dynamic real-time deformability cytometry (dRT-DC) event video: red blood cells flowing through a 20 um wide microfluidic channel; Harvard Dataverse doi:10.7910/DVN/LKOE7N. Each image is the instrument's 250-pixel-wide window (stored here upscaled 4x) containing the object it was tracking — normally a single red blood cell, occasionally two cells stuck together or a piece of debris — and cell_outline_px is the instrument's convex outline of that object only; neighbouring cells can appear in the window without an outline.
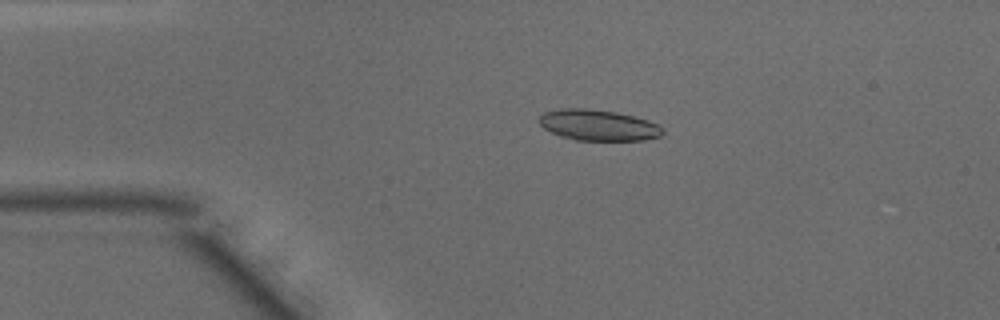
{"species": "common noctule bat (a hibernating species)", "species_latin": "Nyctalus noctula", "temperature_condition": "warm", "stored_images_in_passage": 47, "camera_frame_rate_fps": 3000, "um_per_image_px": 0.085, "animal": {"sex": "male", "body_mass_g": 15.6}, "frame": {"image": 1, "passage_image": 9, "time_ms": 2.667, "image_size_px": [1000, 320], "cell_outline_px": [[664, 132], [660, 136], [644, 140], [576, 140], [560, 136], [544, 128], [536, 120], [544, 112], [560, 108], [588, 108], [616, 112], [648, 120], [664, 128]], "centroid_in_image_um": [50.83, 10.63], "position_along_channel_um": 34.2, "area_um2": 22.31}}
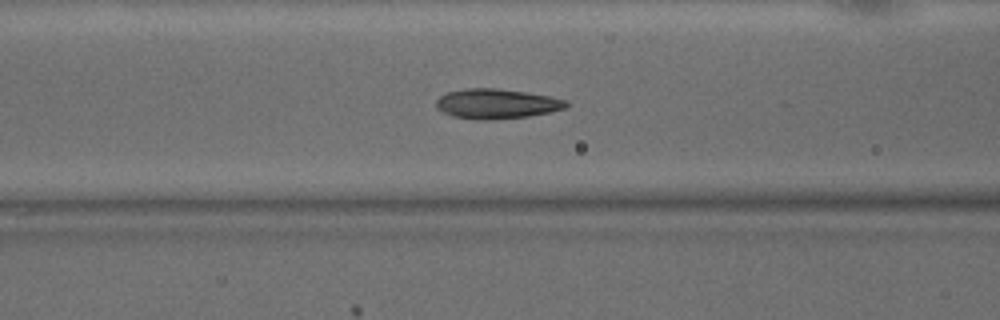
{"frame": {"image": 2, "passage_image": 18, "time_ms": 5.667, "image_size_px": [1000, 320], "cell_outline_px": [[568, 108], [528, 116], [488, 120], [476, 120], [452, 116], [440, 112], [436, 108], [436, 100], [440, 96], [448, 92], [468, 88], [496, 88], [552, 96], [568, 100]], "centroid_in_image_um": [42.2, 8.82], "position_along_channel_um": 124.4, "area_um2": 22.77}}
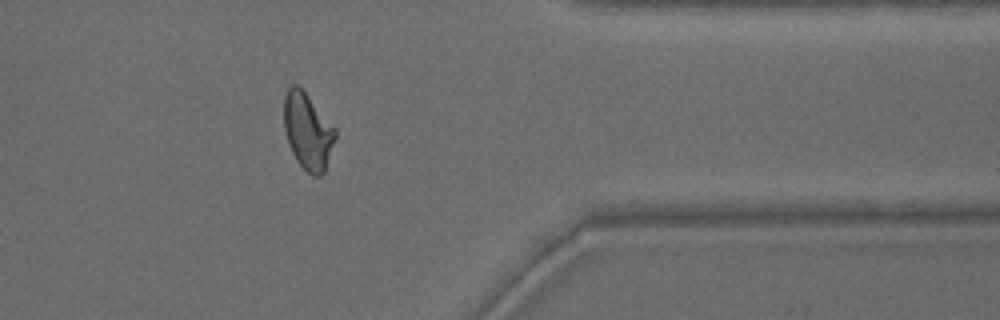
{"frame": {"image": 3, "passage_image": 38, "time_ms": 12.333, "image_size_px": [1000, 320], "cell_outline_px": [[336, 136], [324, 172], [320, 176], [312, 176], [296, 160], [292, 152], [284, 128], [284, 96], [288, 88], [292, 84], [296, 84], [304, 92], [336, 128]], "centroid_in_image_um": [26.16, 11.16], "position_along_channel_um": 385.2, "area_um2": 22.48}, "authors_computed_cell_mechanics": {"area_um2": 22.4842, "velocity_mm_per_s": 4.1588, "shape_relaxation_time_tau1_ms": 9.1199, "shape_relaxation_time_tau2_ms": 1.0569, "deformation_change_tau1": 0.2796, "deformation_change_tau2": 0.0808}}